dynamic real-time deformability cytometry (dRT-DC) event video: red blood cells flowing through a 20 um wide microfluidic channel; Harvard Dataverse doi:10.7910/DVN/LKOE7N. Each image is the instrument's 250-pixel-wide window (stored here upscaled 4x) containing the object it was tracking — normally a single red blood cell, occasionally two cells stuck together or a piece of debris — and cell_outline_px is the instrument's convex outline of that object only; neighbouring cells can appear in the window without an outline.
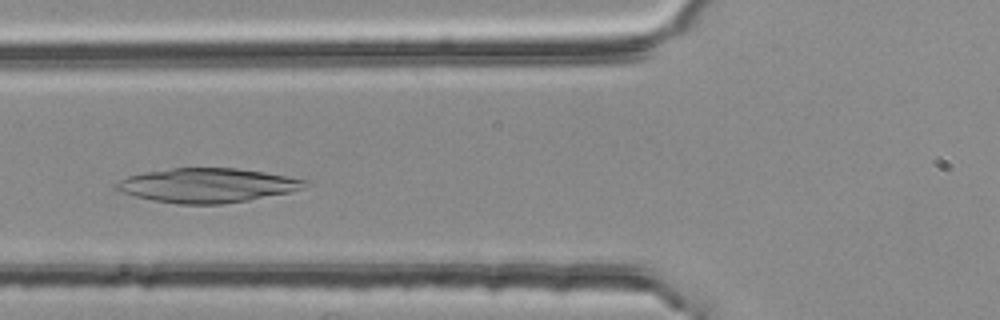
{"species": "common noctule bat (a hibernating species)", "species_latin": "Nyctalus noctula", "temperature_condition": "room temperature", "stored_images_in_passage": 2, "camera_frame_rate_fps": 3000, "um_per_image_px": 0.085, "animal": {"sex": "female", "body_mass_g": 25.1}, "frame": {"image": 1, "passage_image": 2, "time_ms": 0.333, "image_size_px": [1000, 320], "cell_outline_px": [[312, 184], [304, 188], [288, 192], [248, 200], [220, 204], [180, 204], [152, 200], [136, 196], [112, 188], [120, 180], [128, 176], [144, 172], [172, 168], [236, 168], [264, 172], [312, 180]], "centroid_in_image_um": [17.68, 15.75], "position_along_channel_um": 108.1, "area_um2": 37.69}}